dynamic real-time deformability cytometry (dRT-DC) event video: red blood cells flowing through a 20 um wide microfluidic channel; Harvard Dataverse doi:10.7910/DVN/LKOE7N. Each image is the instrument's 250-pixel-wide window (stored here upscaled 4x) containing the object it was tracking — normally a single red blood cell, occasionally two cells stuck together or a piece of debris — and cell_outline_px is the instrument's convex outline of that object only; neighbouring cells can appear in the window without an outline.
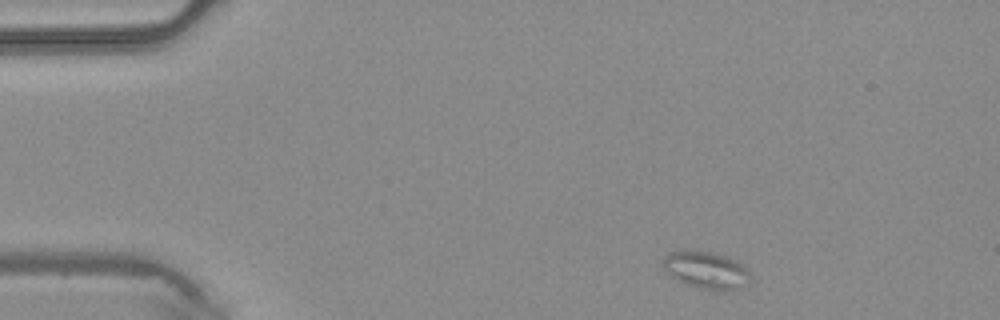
{"species": "common noctule bat (a hibernating species)", "species_latin": "Nyctalus noctula", "temperature_condition": "warm", "stored_images_in_passage": 2, "camera_frame_rate_fps": 3000, "um_per_image_px": 0.085, "animal": {"sex": "male", "body_mass_g": 20.4}, "frame": {"image": 1, "passage_image": 1, "time_ms": 0.0, "image_size_px": [1000, 320], "cell_outline_px": [[752, 284], [740, 288], [700, 288], [688, 284], [672, 276], [664, 268], [664, 256], [668, 252], [688, 248], [712, 252], [728, 256], [744, 264], [752, 276]], "centroid_in_image_um": [60.08, 22.89], "position_along_channel_um": 24.9, "area_um2": 19.07}}
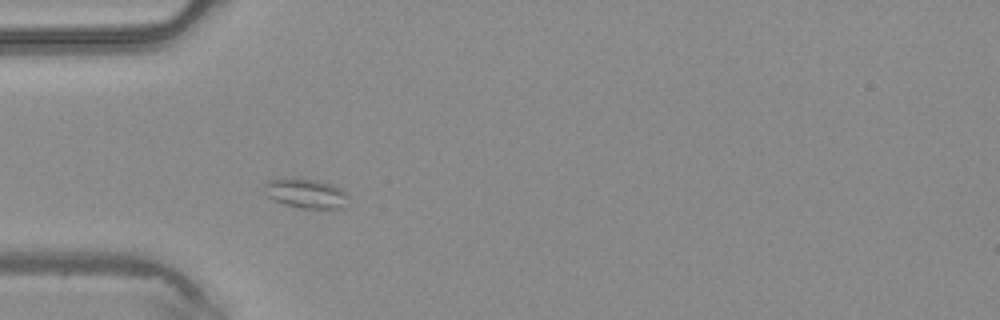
{"frame": {"image": 2, "passage_image": 2, "time_ms": 0.333, "image_size_px": [1000, 320], "cell_outline_px": [[348, 208], [300, 208], [284, 204], [268, 196], [264, 188], [264, 184], [268, 180], [292, 176], [316, 180], [332, 184], [340, 188], [348, 196]], "centroid_in_image_um": [26.02, 16.42], "position_along_channel_um": 59.0, "area_um2": 14.74}}